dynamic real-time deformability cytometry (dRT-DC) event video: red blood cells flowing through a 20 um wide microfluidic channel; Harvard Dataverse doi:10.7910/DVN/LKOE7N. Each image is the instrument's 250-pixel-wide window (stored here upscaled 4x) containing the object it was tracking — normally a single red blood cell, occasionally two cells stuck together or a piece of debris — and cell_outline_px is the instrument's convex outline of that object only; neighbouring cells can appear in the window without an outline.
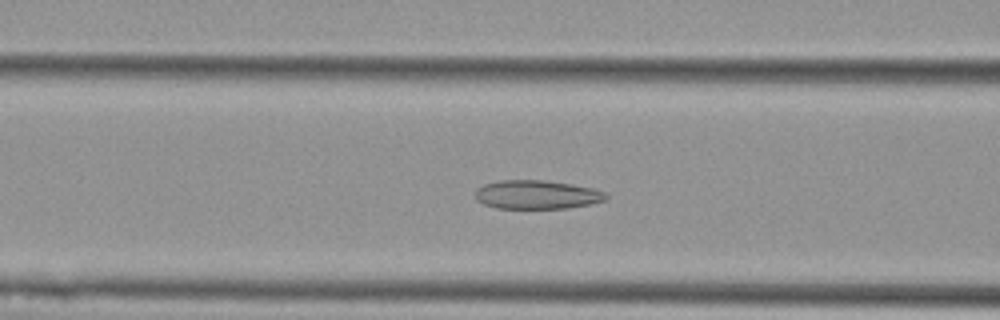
{"species": "Egyptian fruit bat (a non-hibernating species)", "species_latin": "Rousettus aegyptiacus", "temperature_condition": "cold", "stored_images_in_passage": 33, "camera_frame_rate_fps": 3000, "um_per_image_px": 0.085, "animal": {"sex": "female"}, "frame": {"image": 1, "passage_image": 20, "time_ms": 6.333, "image_size_px": [1000, 320], "cell_outline_px": [[608, 200], [592, 204], [568, 208], [496, 208], [484, 204], [476, 200], [476, 188], [484, 184], [500, 180], [544, 180], [572, 184], [592, 188], [604, 192], [608, 196]], "centroid_in_image_um": [45.65, 16.54], "position_along_channel_um": 121.0, "area_um2": 22.02}}
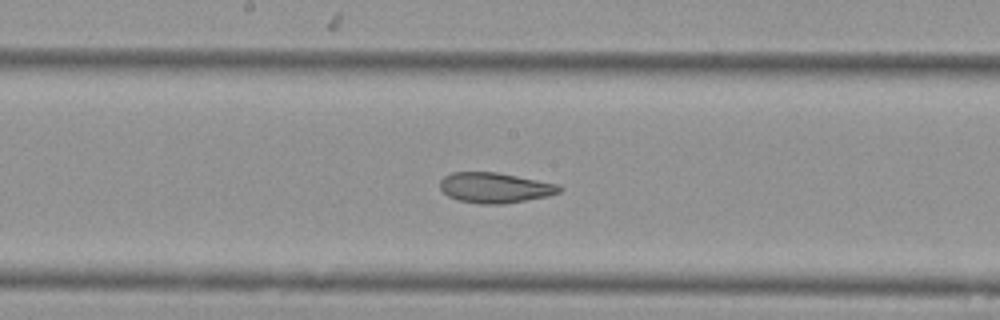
{"frame": {"image": 2, "passage_image": 27, "time_ms": 8.667, "image_size_px": [1000, 320], "cell_outline_px": [[564, 188], [560, 192], [548, 196], [504, 204], [480, 204], [460, 200], [448, 196], [440, 188], [440, 180], [444, 176], [452, 172], [496, 172], [560, 184]], "centroid_in_image_um": [42.1, 15.95], "position_along_channel_um": 206.1, "area_um2": 21.15}}
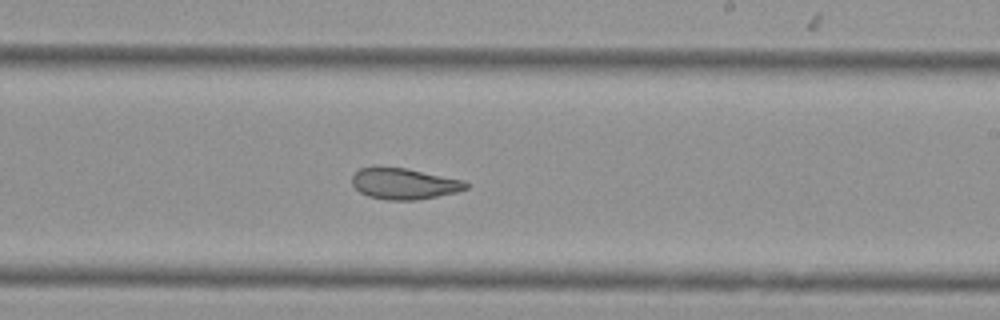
{"frame": {"image": 3, "passage_image": 31, "time_ms": 10.0, "image_size_px": [1000, 320], "cell_outline_px": [[468, 188], [456, 192], [416, 200], [388, 200], [368, 196], [360, 192], [352, 184], [352, 176], [360, 168], [404, 168], [464, 180], [468, 184]], "centroid_in_image_um": [34.36, 15.63], "position_along_channel_um": 254.6, "area_um2": 20.23}}